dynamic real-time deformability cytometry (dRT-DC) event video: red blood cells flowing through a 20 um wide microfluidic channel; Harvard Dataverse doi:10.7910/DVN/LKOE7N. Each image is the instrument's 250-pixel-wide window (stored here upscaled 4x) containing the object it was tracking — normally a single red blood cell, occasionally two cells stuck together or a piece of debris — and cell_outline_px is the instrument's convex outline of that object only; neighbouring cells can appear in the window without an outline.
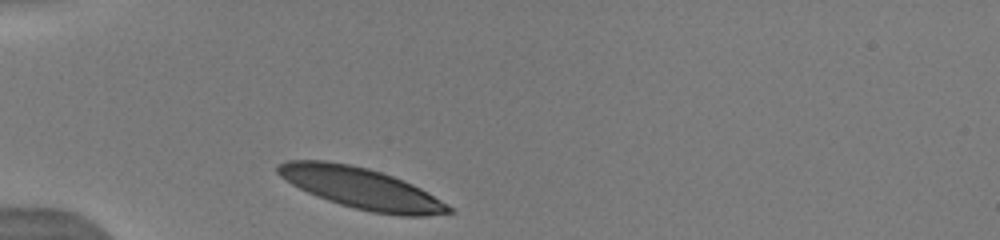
{"species": "human", "species_latin": "Homo sapiens", "temperature_condition": "warm", "stored_images_in_passage": 31, "camera_frame_rate_fps": 3000, "um_per_image_px": 0.085, "donor": {"sex": "male"}, "frame": {"image": 1, "passage_image": 1, "time_ms": 0.0, "image_size_px": [1000, 240], "cell_outline_px": [[456, 212], [424, 216], [400, 216], [372, 212], [340, 204], [316, 196], [284, 180], [276, 172], [276, 164], [288, 160], [324, 160], [348, 164], [368, 168], [404, 180], [420, 188], [448, 204]], "centroid_in_image_um": [30.7, 16.0], "position_along_channel_um": 54.3, "area_um2": 40.69}}
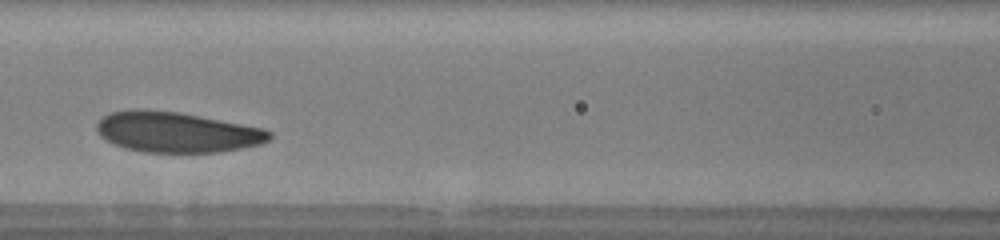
{"frame": {"image": 2, "passage_image": 10, "time_ms": 3.0, "image_size_px": [1000, 240], "cell_outline_px": [[272, 136], [268, 140], [260, 144], [220, 152], [144, 152], [124, 148], [112, 144], [100, 136], [96, 132], [96, 124], [108, 112], [136, 108], [144, 108], [180, 112], [264, 128], [272, 132]], "centroid_in_image_um": [14.98, 11.22], "position_along_channel_um": 151.6, "area_um2": 41.1}, "authors_computed_cell_mechanics": {"area_um2": 40.8068, "velocity_mm_per_s": 3.8972, "shape_relaxation_time_tau1_ms": 1.4231, "shape_relaxation_time_tau2_ms": 2.6608, "deformation_change_tau1": 0.0886, "deformation_change_tau2": 0.1032}}